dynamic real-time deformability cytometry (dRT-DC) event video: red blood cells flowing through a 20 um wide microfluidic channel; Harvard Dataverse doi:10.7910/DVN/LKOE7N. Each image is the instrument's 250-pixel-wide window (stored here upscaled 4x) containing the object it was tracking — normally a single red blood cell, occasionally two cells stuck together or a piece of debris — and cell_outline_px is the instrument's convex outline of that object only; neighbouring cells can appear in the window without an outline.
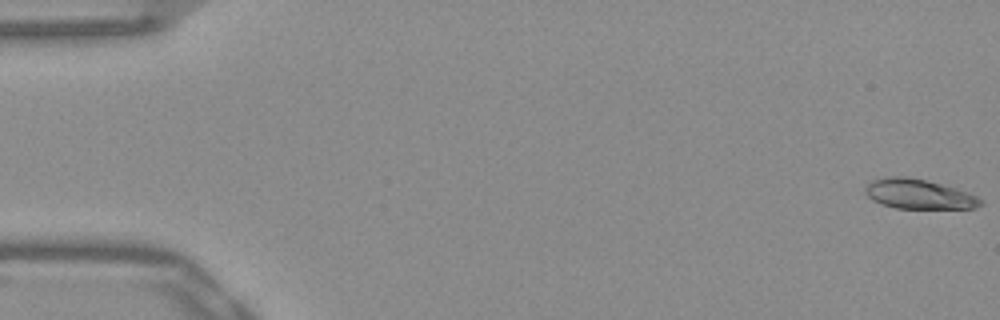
{"species": "Egyptian fruit bat (a non-hibernating species)", "species_latin": "Rousettus aegyptiacus", "temperature_condition": "warm", "stored_images_in_passage": 53, "camera_frame_rate_fps": 3000, "um_per_image_px": 0.085, "frame": {"image": 1, "passage_image": 1, "time_ms": 0.0, "image_size_px": [1000, 320], "cell_outline_px": [[984, 204], [976, 208], [896, 208], [880, 204], [872, 200], [864, 192], [864, 188], [868, 180], [888, 176], [908, 176], [956, 188], [976, 196], [984, 200]], "centroid_in_image_um": [78.04, 16.49], "position_along_channel_um": 7.0, "area_um2": 20.17}}
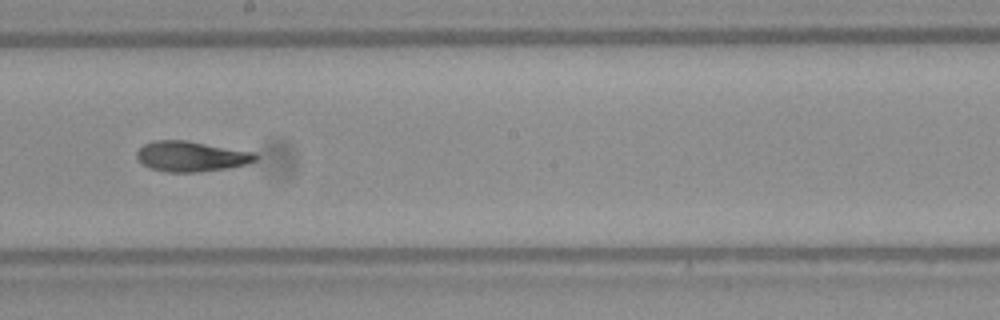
{"frame": {"image": 2, "passage_image": 30, "time_ms": 9.667, "image_size_px": [1000, 320], "cell_outline_px": [[260, 156], [256, 160], [248, 164], [228, 168], [196, 172], [168, 172], [152, 168], [144, 164], [136, 156], [136, 152], [144, 144], [156, 140], [188, 140], [256, 152]], "centroid_in_image_um": [16.32, 13.28], "position_along_channel_um": 231.9, "area_um2": 21.1}}
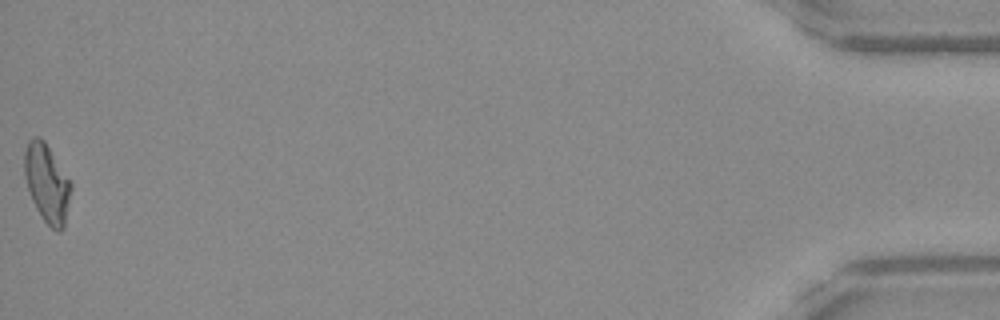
{"frame": {"image": 3, "passage_image": 53, "time_ms": 17.333, "image_size_px": [1000, 320], "cell_outline_px": [[72, 188], [64, 228], [60, 232], [56, 232], [40, 216], [32, 200], [24, 176], [24, 152], [28, 140], [36, 136], [40, 136], [44, 140], [72, 184]], "centroid_in_image_um": [3.99, 15.58], "position_along_channel_um": 431.2, "area_um2": 21.27}, "authors_computed_cell_mechanics": {"area_um2": 20.5768, "velocity_mm_per_s": 3.8911, "shape_relaxation_time_tau1_ms": null, "shape_relaxation_time_tau2_ms": 3.0789, "deformation_change_tau1": null, "deformation_change_tau2": 0.1103}}